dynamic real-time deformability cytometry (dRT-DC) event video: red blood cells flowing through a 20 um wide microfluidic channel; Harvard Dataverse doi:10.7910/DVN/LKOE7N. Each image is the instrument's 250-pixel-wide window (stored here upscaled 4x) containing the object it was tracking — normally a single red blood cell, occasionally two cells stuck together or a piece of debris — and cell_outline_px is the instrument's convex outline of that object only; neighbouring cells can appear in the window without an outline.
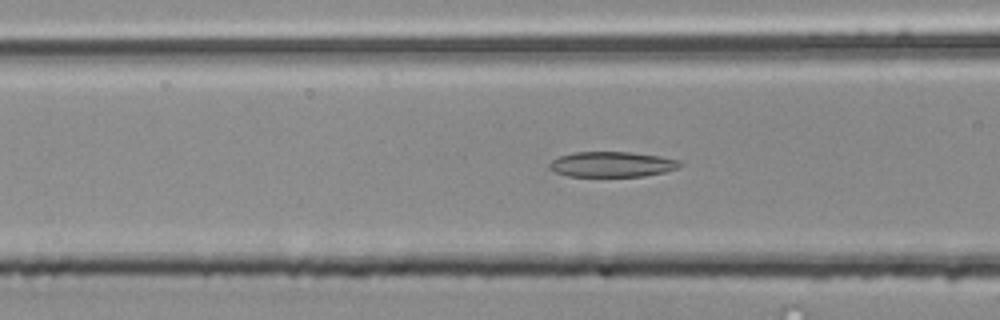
{"species": "common noctule bat (a hibernating species)", "species_latin": "Nyctalus noctula", "temperature_condition": "room temperature", "stored_images_in_passage": 48, "camera_frame_rate_fps": 3000, "um_per_image_px": 0.085, "animal": {"sex": "male", "body_mass_g": 20.4}, "frame": {"image": 1, "passage_image": 21, "time_ms": 6.667, "image_size_px": [1000, 320], "cell_outline_px": [[684, 164], [676, 168], [664, 172], [644, 176], [568, 176], [556, 172], [548, 168], [548, 164], [552, 160], [560, 156], [572, 152], [632, 152], [660, 156], [680, 160]], "centroid_in_image_um": [52.02, 13.96], "position_along_channel_um": 114.6, "area_um2": 19.31}}
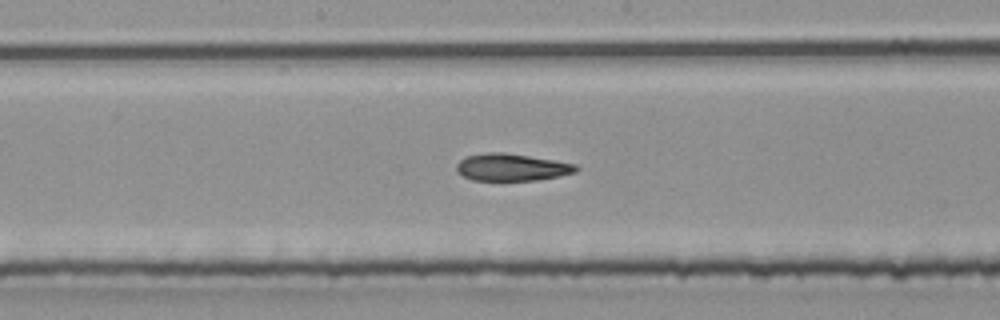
{"frame": {"image": 2, "passage_image": 28, "time_ms": 9.0, "image_size_px": [1000, 320], "cell_outline_px": [[580, 168], [576, 172], [560, 176], [536, 180], [472, 180], [456, 172], [456, 164], [460, 160], [468, 156], [488, 152], [504, 152], [576, 164]], "centroid_in_image_um": [43.49, 14.22], "position_along_channel_um": 204.7, "area_um2": 18.84}}
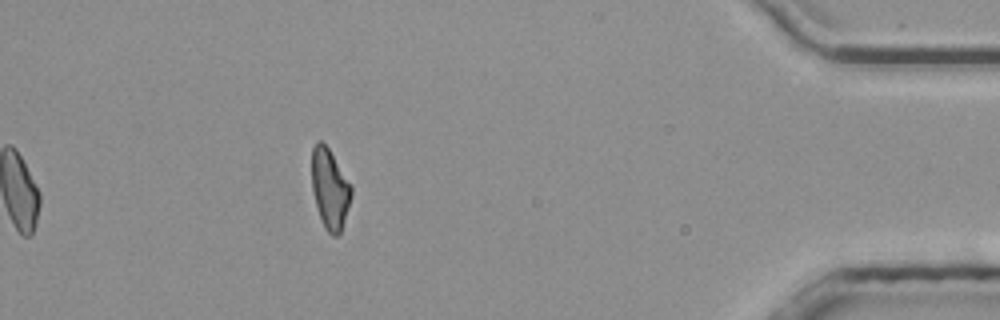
{"frame": {"image": 3, "passage_image": 48, "time_ms": 15.667, "image_size_px": [1000, 320], "cell_outline_px": [[352, 196], [340, 232], [336, 236], [332, 236], [324, 228], [316, 204], [312, 188], [312, 148], [320, 140], [328, 148], [352, 188]], "centroid_in_image_um": [28.03, 16.08], "position_along_channel_um": 407.2, "area_um2": 17.92}, "authors_computed_cell_mechanics": {"area_um2": 19.8254, "velocity_mm_per_s": 3.8528, "shape_relaxation_time_tau1_ms": null, "shape_relaxation_time_tau2_ms": 3.8271, "deformation_change_tau1": null, "deformation_change_tau2": 0.1174}}